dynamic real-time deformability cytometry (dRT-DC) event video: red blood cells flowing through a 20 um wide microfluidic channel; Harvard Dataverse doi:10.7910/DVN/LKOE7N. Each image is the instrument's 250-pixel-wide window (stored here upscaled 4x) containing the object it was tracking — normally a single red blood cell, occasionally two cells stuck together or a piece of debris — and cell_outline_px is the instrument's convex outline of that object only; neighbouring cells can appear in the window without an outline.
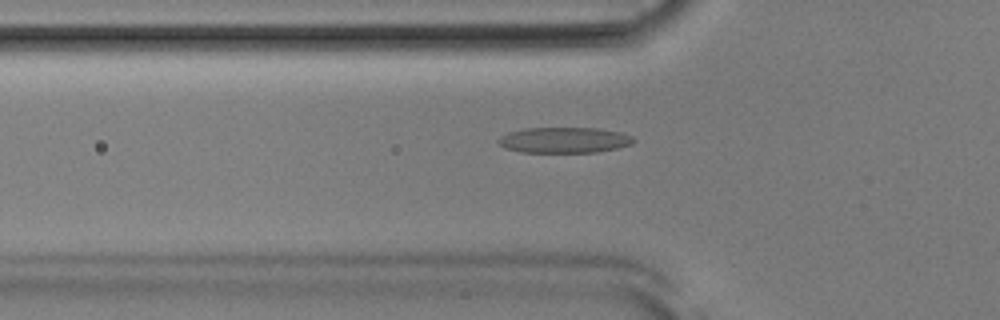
{"species": "Egyptian fruit bat (a non-hibernating species)", "species_latin": "Rousettus aegyptiacus", "temperature_condition": "room temperature", "stored_images_in_passage": 52, "camera_frame_rate_fps": 3000, "um_per_image_px": 0.085, "animal": {"sex": "male"}, "frame": {"image": 1, "passage_image": 18, "time_ms": 5.667, "image_size_px": [1000, 320], "cell_outline_px": [[636, 140], [632, 144], [616, 148], [596, 152], [520, 152], [504, 148], [496, 140], [500, 136], [508, 132], [524, 128], [600, 128], [620, 132], [632, 136]], "centroid_in_image_um": [47.94, 11.9], "position_along_channel_um": 77.9, "area_um2": 20.35}}
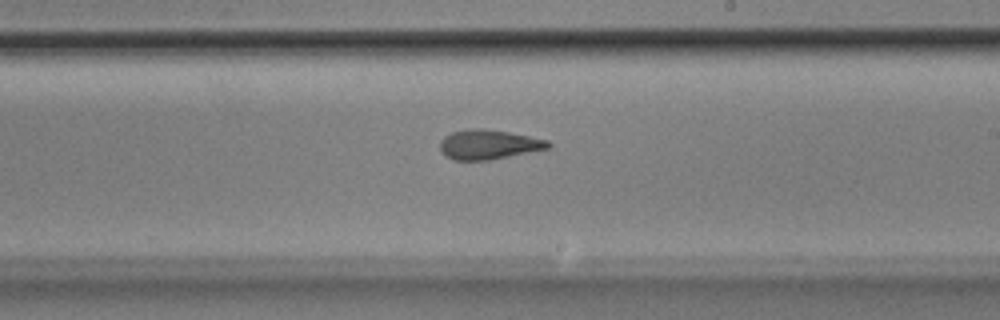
{"frame": {"image": 2, "passage_image": 31, "time_ms": 10.0, "image_size_px": [1000, 320], "cell_outline_px": [[552, 144], [548, 148], [488, 160], [452, 160], [444, 156], [440, 152], [440, 140], [444, 136], [452, 132], [468, 128], [484, 128], [508, 132], [548, 140]], "centroid_in_image_um": [41.46, 12.28], "position_along_channel_um": 247.5, "area_um2": 18.67}}
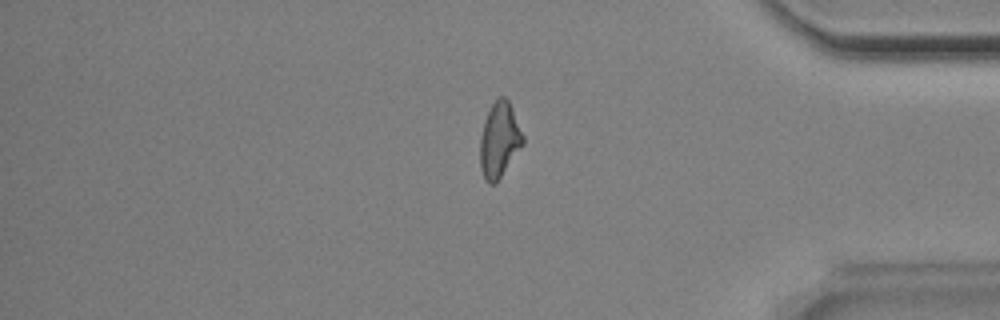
{"frame": {"image": 3, "passage_image": 44, "time_ms": 14.333, "image_size_px": [1000, 320], "cell_outline_px": [[524, 144], [500, 176], [492, 184], [488, 184], [484, 180], [480, 168], [480, 136], [484, 120], [492, 104], [500, 96], [504, 96], [508, 100], [524, 136]], "centroid_in_image_um": [42.43, 11.9], "position_along_channel_um": 392.8, "area_um2": 18.55}, "authors_computed_cell_mechanics": {"area_um2": 19.1029, "velocity_mm_per_s": 3.8979, "shape_relaxation_time_tau1_ms": 5.9214, "shape_relaxation_time_tau2_ms": 2.4131, "deformation_change_tau1": 0.193, "deformation_change_tau2": 0.1195}}